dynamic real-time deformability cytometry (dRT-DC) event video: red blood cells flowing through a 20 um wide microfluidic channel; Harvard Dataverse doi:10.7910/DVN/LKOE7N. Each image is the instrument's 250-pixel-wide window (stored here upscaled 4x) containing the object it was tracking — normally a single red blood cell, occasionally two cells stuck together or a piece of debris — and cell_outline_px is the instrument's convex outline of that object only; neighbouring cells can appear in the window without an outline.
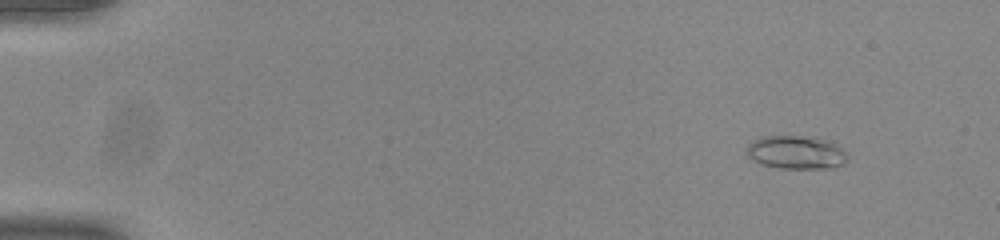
{"species": "common noctule bat (a hibernating species)", "species_latin": "Nyctalus noctula", "temperature_condition": "room temperature", "stored_images_in_passage": 51, "camera_frame_rate_fps": 3000, "um_per_image_px": 0.085, "animal": {"sex": "male", "body_mass_g": 20.0, "forearm_length_mm": 53.3}, "frame": {"image": 1, "passage_image": 3, "time_ms": 0.667, "image_size_px": [1000, 240], "cell_outline_px": [[848, 160], [844, 164], [832, 168], [780, 168], [760, 164], [748, 156], [748, 144], [752, 140], [760, 136], [816, 136], [828, 140], [848, 152]], "centroid_in_image_um": [67.71, 12.94], "position_along_channel_um": 17.3, "area_um2": 19.88}}
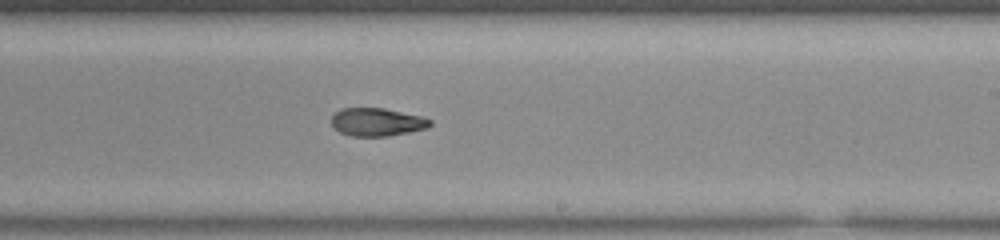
{"frame": {"image": 2, "passage_image": 31, "time_ms": 10.0, "image_size_px": [1000, 240], "cell_outline_px": [[432, 124], [428, 128], [388, 136], [352, 136], [340, 132], [332, 124], [332, 116], [340, 108], [384, 108], [420, 116], [432, 120]], "centroid_in_image_um": [32.06, 10.37], "position_along_channel_um": 256.9, "area_um2": 16.01}}
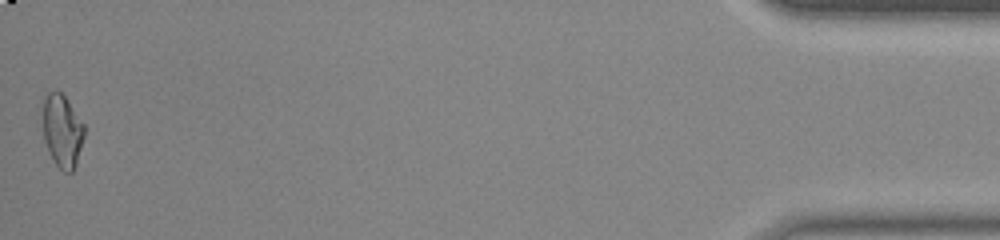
{"frame": {"image": 3, "passage_image": 51, "time_ms": 16.667, "image_size_px": [1000, 240], "cell_outline_px": [[84, 136], [76, 164], [72, 172], [64, 172], [56, 164], [44, 140], [44, 100], [48, 92], [56, 88], [64, 96], [84, 124]], "centroid_in_image_um": [5.31, 11.11], "position_along_channel_um": 429.9, "area_um2": 17.17}, "authors_computed_cell_mechanics": {"area_um2": 17.1088, "velocity_mm_per_s": 3.8973, "shape_relaxation_time_tau1_ms": 8.6488, "shape_relaxation_time_tau2_ms": 3.0296, "deformation_change_tau1": 0.2197, "deformation_change_tau2": 0.0968}}